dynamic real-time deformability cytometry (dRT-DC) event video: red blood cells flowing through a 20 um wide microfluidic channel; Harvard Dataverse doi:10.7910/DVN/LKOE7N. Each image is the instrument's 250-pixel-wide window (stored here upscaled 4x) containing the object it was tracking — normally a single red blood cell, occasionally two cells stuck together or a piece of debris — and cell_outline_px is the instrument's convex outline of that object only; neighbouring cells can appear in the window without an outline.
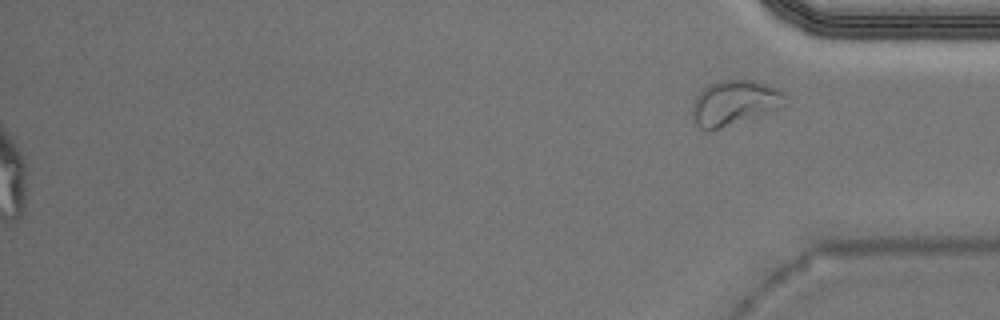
{"species": "Egyptian fruit bat (a non-hibernating species)", "species_latin": "Rousettus aegyptiacus", "temperature_condition": "warm", "stored_images_in_passage": 52, "segment_of_instrument_passage": [2, 2], "camera_frame_rate_fps": 3000, "um_per_image_px": 0.085, "animal": {"sex": "male"}, "frame": {"image": 1, "passage_image": 52, "time_ms": 17.0, "image_size_px": [1000, 320], "cell_outline_px": [[788, 104], [784, 108], [772, 112], [708, 132], [704, 132], [692, 120], [692, 108], [696, 96], [708, 84], [716, 80], [752, 80], [776, 88], [784, 92]], "centroid_in_image_um": [62.44, 8.76], "position_along_channel_um": 372.8, "area_um2": 24.85}}